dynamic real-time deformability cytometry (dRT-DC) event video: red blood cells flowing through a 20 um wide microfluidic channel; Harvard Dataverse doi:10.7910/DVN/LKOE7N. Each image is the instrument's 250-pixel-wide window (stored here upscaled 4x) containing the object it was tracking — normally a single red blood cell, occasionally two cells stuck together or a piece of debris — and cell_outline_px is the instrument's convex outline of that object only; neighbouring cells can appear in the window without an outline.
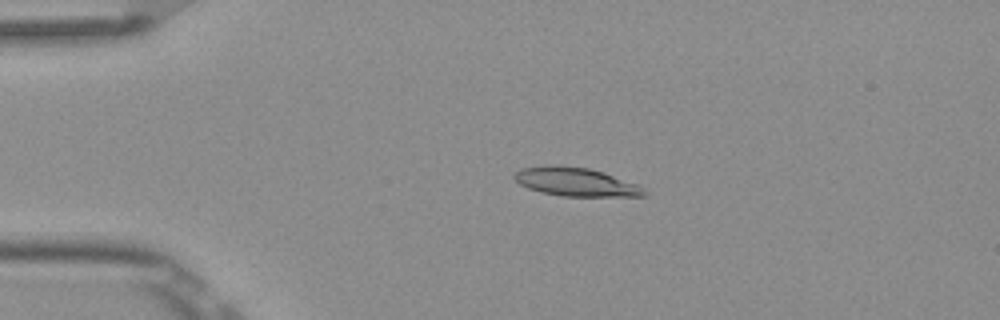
{"species": "Egyptian fruit bat (a non-hibernating species)", "species_latin": "Rousettus aegyptiacus", "temperature_condition": "room temperature", "stored_images_in_passage": 5, "camera_frame_rate_fps": 3000, "um_per_image_px": 0.085, "frame": {"image": 1, "passage_image": 4, "time_ms": 1.0, "image_size_px": [1000, 320], "cell_outline_px": [[648, 192], [644, 196], [560, 196], [540, 192], [528, 188], [520, 184], [512, 176], [520, 168], [548, 164], [560, 164], [588, 168], [604, 172], [640, 184]], "centroid_in_image_um": [48.95, 15.44], "position_along_channel_um": 36.0, "area_um2": 22.08}}